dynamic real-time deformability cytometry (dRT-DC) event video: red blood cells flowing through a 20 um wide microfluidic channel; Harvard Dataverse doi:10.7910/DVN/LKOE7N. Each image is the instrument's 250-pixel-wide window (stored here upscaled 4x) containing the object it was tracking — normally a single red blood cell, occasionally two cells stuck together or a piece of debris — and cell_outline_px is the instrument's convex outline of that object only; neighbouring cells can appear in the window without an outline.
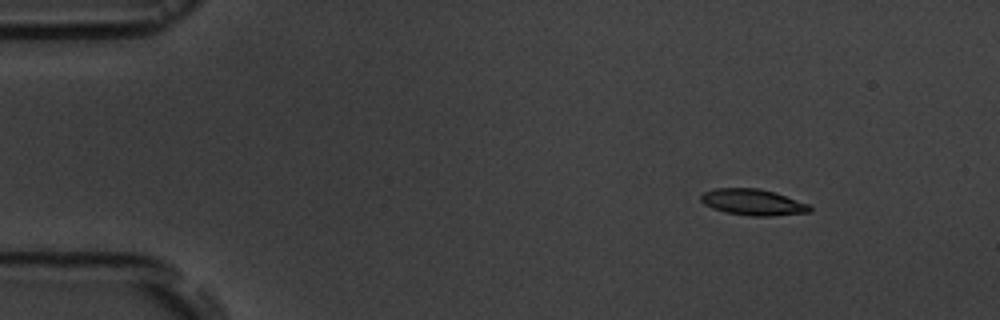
{"species": "common noctule bat (a hibernating species)", "species_latin": "Nyctalus noctula", "temperature_condition": "room temperature", "stored_images_in_passage": 5, "camera_frame_rate_fps": 3000, "um_per_image_px": 0.085, "animal": {"sex": "male", "body_mass_g": 19.5, "forearm_length_mm": 54.6}, "frame": {"image": 1, "passage_image": 2, "time_ms": 1.333, "image_size_px": [1000, 320], "cell_outline_px": [[812, 212], [768, 216], [752, 216], [724, 212], [712, 208], [704, 204], [700, 200], [700, 196], [704, 192], [716, 188], [760, 188], [776, 192], [808, 204], [812, 208]], "centroid_in_image_um": [64.0, 17.18], "position_along_channel_um": 21.0, "area_um2": 16.7}}
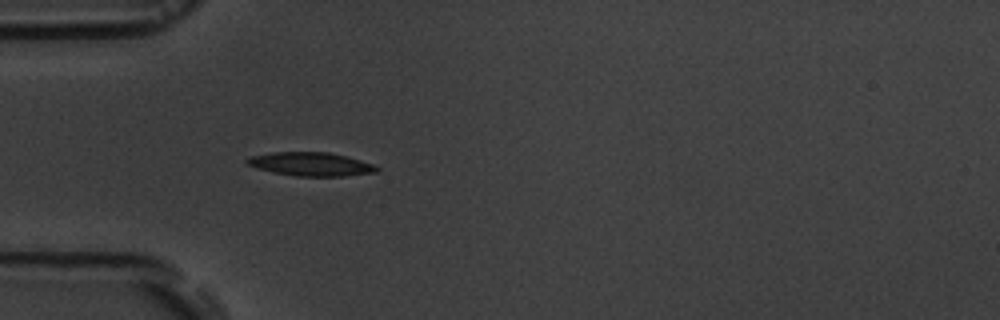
{"frame": {"image": 2, "passage_image": 5, "time_ms": 4.667, "image_size_px": [1000, 320], "cell_outline_px": [[380, 168], [376, 172], [344, 176], [296, 176], [256, 168], [248, 164], [244, 160], [248, 156], [272, 152], [328, 152], [348, 156], [372, 164]], "centroid_in_image_um": [26.4, 13.94], "position_along_channel_um": 58.6, "area_um2": 17.8}}